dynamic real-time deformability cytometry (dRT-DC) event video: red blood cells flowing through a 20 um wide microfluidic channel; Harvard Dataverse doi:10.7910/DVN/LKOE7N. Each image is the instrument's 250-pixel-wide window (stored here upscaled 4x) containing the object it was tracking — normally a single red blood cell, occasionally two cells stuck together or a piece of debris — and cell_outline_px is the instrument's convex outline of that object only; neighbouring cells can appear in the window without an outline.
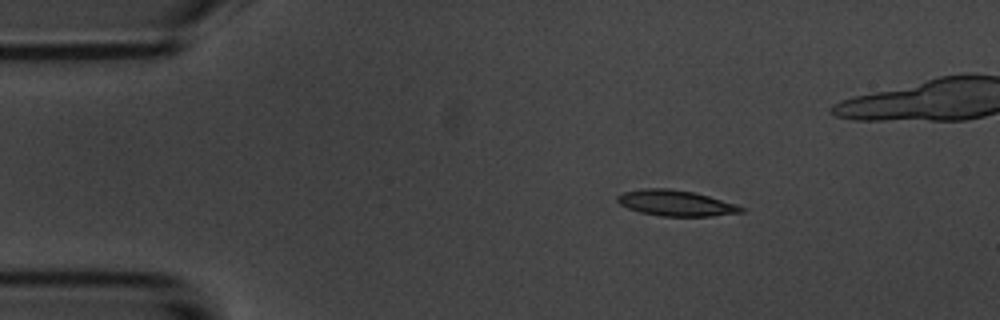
{"species": "common noctule bat (a hibernating species)", "species_latin": "Nyctalus noctula", "temperature_condition": "room temperature", "stored_images_in_passage": 10, "camera_frame_rate_fps": 3000, "um_per_image_px": 0.085, "animal": {"sex": "male", "body_mass_g": 20.1, "forearm_length_mm": 53.5}, "frame": {"image": 1, "passage_image": 1, "time_ms": 0.0, "image_size_px": [1000, 320], "cell_outline_px": [[744, 212], [712, 216], [660, 216], [640, 212], [628, 208], [620, 204], [616, 200], [616, 196], [624, 192], [644, 188], [668, 188], [692, 192], [708, 196], [736, 204], [744, 208]], "centroid_in_image_um": [57.42, 17.26], "position_along_channel_um": 27.6, "area_um2": 18.5}}
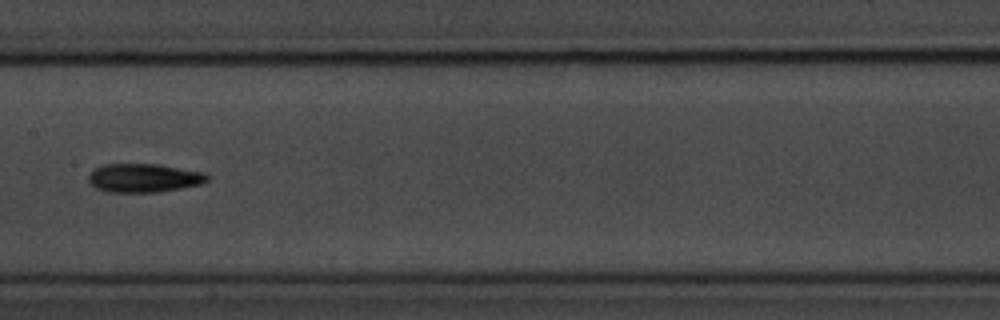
{"frame": {"image": 2, "passage_image": 6, "time_ms": 6.0, "image_size_px": [1000, 320], "cell_outline_px": [[208, 180], [200, 184], [160, 192], [108, 192], [96, 188], [88, 180], [88, 176], [96, 168], [104, 164], [160, 164], [204, 172], [208, 176]], "centroid_in_image_um": [12.24, 15.12], "position_along_channel_um": 195.2, "area_um2": 19.77}}
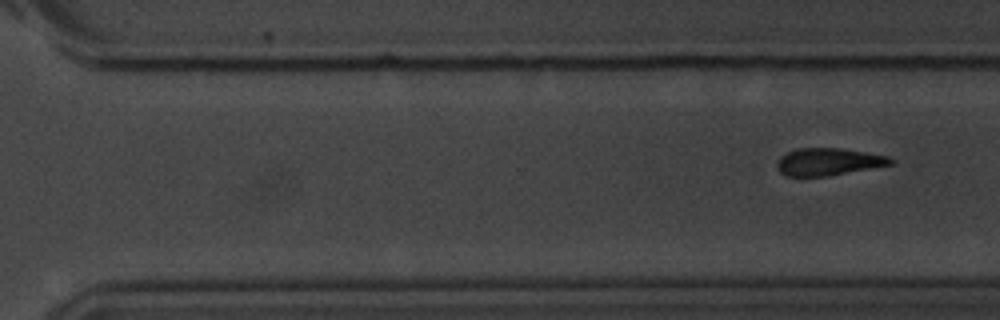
{"frame": {"image": 3, "passage_image": 10, "time_ms": 11.333, "image_size_px": [1000, 320], "cell_outline_px": [[892, 164], [828, 176], [784, 176], [780, 172], [776, 164], [780, 156], [796, 148], [840, 148], [888, 156], [892, 160]], "centroid_in_image_um": [70.36, 13.75], "position_along_channel_um": 300.2, "area_um2": 17.92}}